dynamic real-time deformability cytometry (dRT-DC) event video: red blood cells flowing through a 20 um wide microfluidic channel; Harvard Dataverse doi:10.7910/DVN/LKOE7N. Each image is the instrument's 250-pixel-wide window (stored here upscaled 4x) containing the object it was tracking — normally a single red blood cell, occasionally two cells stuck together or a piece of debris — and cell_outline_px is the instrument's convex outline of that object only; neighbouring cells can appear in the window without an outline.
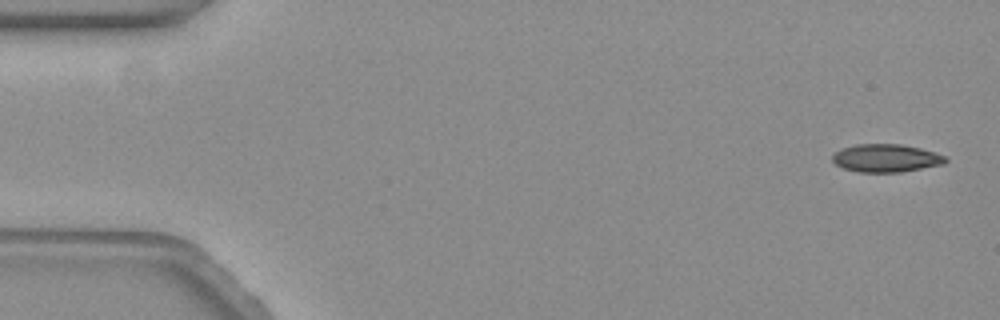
{"species": "common noctule bat (a hibernating species)", "species_latin": "Nyctalus noctula", "temperature_condition": "warm", "stored_images_in_passage": 58, "camera_frame_rate_fps": 3000, "um_per_image_px": 0.085, "animal": {"sex": "female", "body_mass_g": 19.3, "forearm_length_mm": 54.1}, "frame": {"image": 1, "passage_image": 1, "time_ms": 0.0, "image_size_px": [1000, 320], "cell_outline_px": [[948, 160], [944, 164], [900, 172], [860, 172], [844, 168], [836, 164], [832, 160], [832, 156], [840, 148], [856, 144], [900, 144], [920, 148], [944, 156]], "centroid_in_image_um": [75.29, 13.43], "position_along_channel_um": 9.7, "area_um2": 18.26}}
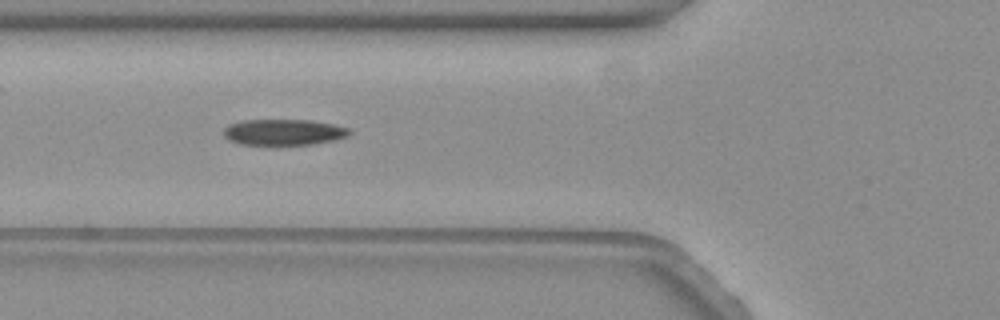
{"frame": {"image": 2, "passage_image": 21, "time_ms": 6.667, "image_size_px": [1000, 320], "cell_outline_px": [[352, 132], [348, 136], [336, 140], [312, 144], [276, 148], [268, 148], [240, 144], [228, 140], [224, 136], [224, 128], [228, 124], [244, 120], [312, 120], [352, 128]], "centroid_in_image_um": [24.1, 11.29], "position_along_channel_um": 101.7, "area_um2": 20.29}}
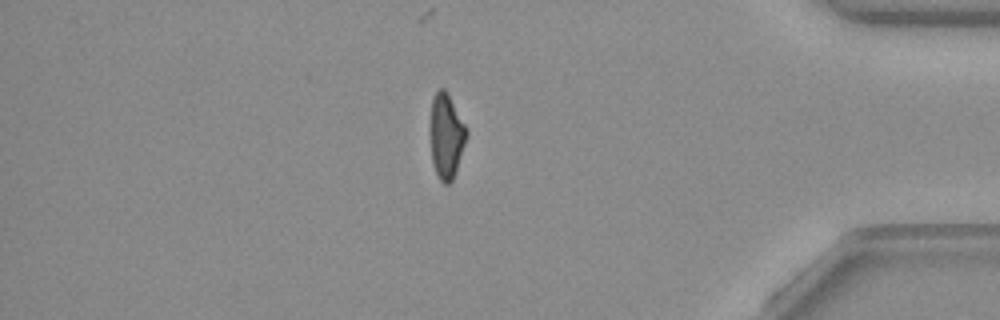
{"frame": {"image": 3, "passage_image": 50, "time_ms": 16.333, "image_size_px": [1000, 320], "cell_outline_px": [[468, 132], [452, 180], [448, 184], [444, 184], [440, 180], [436, 172], [432, 160], [428, 132], [428, 124], [432, 96], [440, 88], [444, 88], [448, 92]], "centroid_in_image_um": [37.87, 11.49], "position_along_channel_um": 397.3, "area_um2": 18.15}}